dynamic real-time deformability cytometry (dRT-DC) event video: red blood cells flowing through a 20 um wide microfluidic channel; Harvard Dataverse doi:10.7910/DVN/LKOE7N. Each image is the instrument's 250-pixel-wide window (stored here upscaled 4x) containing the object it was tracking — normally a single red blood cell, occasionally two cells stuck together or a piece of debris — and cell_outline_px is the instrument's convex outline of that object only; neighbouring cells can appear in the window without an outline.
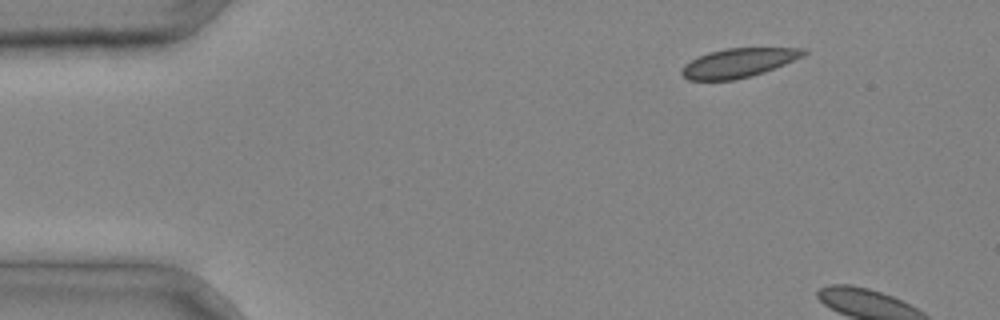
{"species": "common noctule bat (a hibernating species)", "species_latin": "Nyctalus noctula", "temperature_condition": "cold", "stored_images_in_passage": 4, "segment_of_instrument_passage": [2, 2], "camera_frame_rate_fps": 3000, "um_per_image_px": 0.085, "animal": {"sex": "male", "body_mass_g": 20.4}, "frame": {"image": 1, "passage_image": 4, "time_ms": 1.0, "image_size_px": [1000, 320], "cell_outline_px": [[808, 52], [804, 56], [764, 72], [752, 76], [736, 80], [688, 80], [680, 72], [684, 64], [708, 52], [728, 48], [804, 48]], "centroid_in_image_um": [62.77, 5.35], "position_along_channel_um": 22.2, "area_um2": 20.58}}